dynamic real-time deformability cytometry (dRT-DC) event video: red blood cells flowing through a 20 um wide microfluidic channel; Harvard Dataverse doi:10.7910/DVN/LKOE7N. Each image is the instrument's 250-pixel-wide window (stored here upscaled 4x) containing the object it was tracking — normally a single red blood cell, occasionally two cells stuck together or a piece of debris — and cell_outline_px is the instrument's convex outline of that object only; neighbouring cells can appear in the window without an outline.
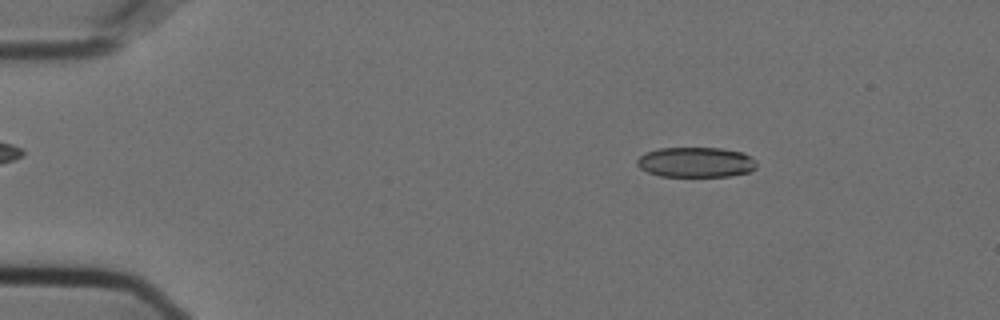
{"species": "Egyptian fruit bat (a non-hibernating species)", "species_latin": "Rousettus aegyptiacus", "temperature_condition": "cold", "stored_images_in_passage": 51, "camera_frame_rate_fps": 3000, "um_per_image_px": 0.085, "animal": {"sex": "female"}, "frame": {"image": 1, "passage_image": 4, "time_ms": 1.0, "image_size_px": [1000, 320], "cell_outline_px": [[756, 168], [748, 172], [728, 176], [660, 176], [648, 172], [640, 168], [636, 164], [636, 160], [644, 152], [660, 148], [720, 148], [744, 152], [756, 160]], "centroid_in_image_um": [59.14, 13.78], "position_along_channel_um": 25.9, "area_um2": 21.1}}
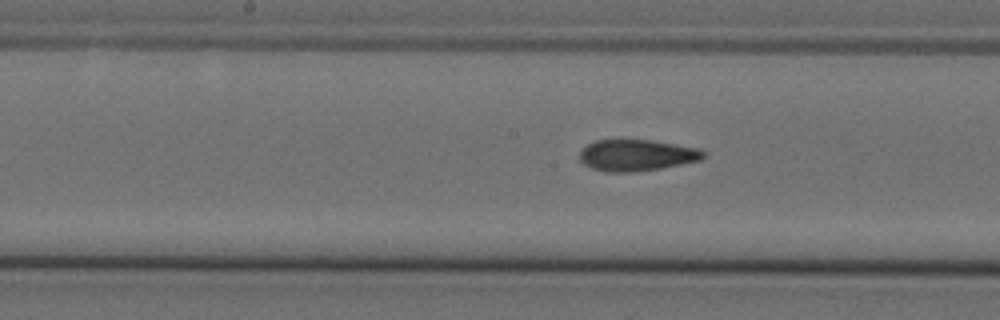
{"frame": {"image": 2, "passage_image": 24, "time_ms": 7.667, "image_size_px": [1000, 320], "cell_outline_px": [[704, 156], [700, 160], [660, 168], [636, 172], [604, 172], [592, 168], [584, 164], [580, 160], [580, 152], [588, 144], [596, 140], [652, 140], [700, 148], [704, 152]], "centroid_in_image_um": [54.11, 13.2], "position_along_channel_um": 194.1, "area_um2": 22.54}}
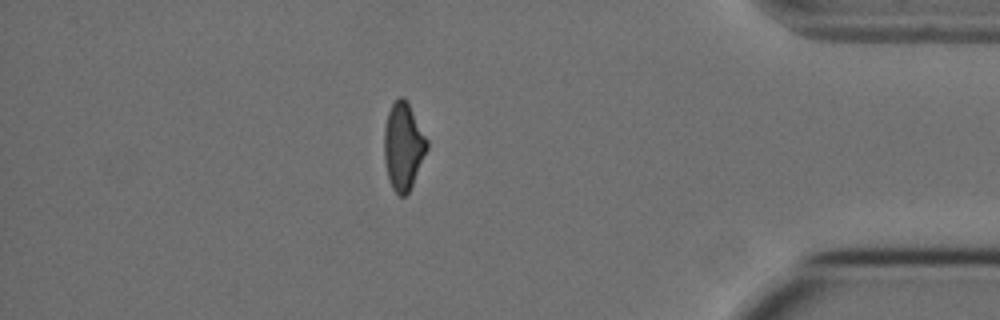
{"frame": {"image": 3, "passage_image": 44, "time_ms": 14.333, "image_size_px": [1000, 320], "cell_outline_px": [[428, 148], [412, 184], [408, 192], [404, 196], [400, 196], [392, 188], [388, 176], [384, 160], [384, 128], [388, 112], [392, 104], [400, 96], [404, 96], [428, 140]], "centroid_in_image_um": [34.27, 12.42], "position_along_channel_um": 400.9, "area_um2": 21.5}, "authors_computed_cell_mechanics": {"area_um2": 22.7154, "velocity_mm_per_s": 3.6135, "shape_relaxation_time_tau1_ms": 8.9814, "shape_relaxation_time_tau2_ms": 2.5094, "deformation_change_tau1": 0.1893, "deformation_change_tau2": 0.0935}}